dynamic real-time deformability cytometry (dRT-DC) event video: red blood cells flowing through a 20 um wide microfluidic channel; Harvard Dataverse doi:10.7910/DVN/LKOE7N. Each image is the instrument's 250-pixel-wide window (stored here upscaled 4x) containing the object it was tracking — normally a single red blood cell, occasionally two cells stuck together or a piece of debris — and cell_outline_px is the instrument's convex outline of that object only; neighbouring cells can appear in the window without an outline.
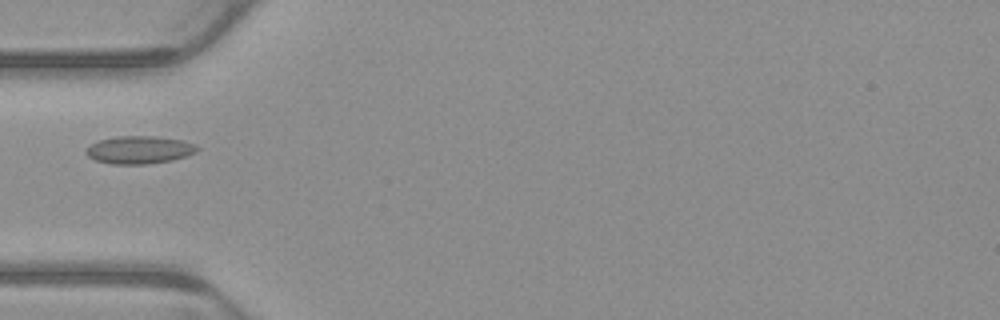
{"species": "common noctule bat (a hibernating species)", "species_latin": "Nyctalus noctula", "temperature_condition": "warm", "stored_images_in_passage": 5, "camera_frame_rate_fps": 3000, "um_per_image_px": 0.085, "animal": {"sex": "male", "body_mass_g": 23.1, "forearm_length_mm": 52.7}, "frame": {"image": 1, "passage_image": 4, "time_ms": 1.0, "image_size_px": [1000, 320], "cell_outline_px": [[200, 148], [196, 152], [172, 160], [148, 164], [112, 164], [96, 160], [88, 156], [84, 152], [92, 144], [100, 140], [116, 136], [156, 136], [184, 140], [196, 144]], "centroid_in_image_um": [11.88, 12.73], "position_along_channel_um": 73.1, "area_um2": 17.98}}
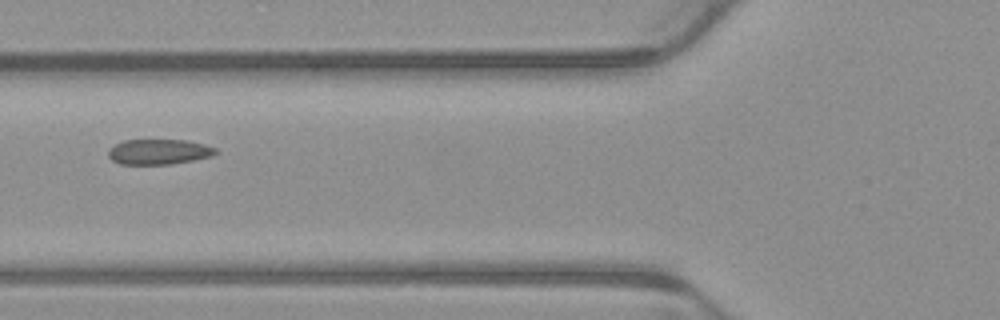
{"frame": {"image": 2, "passage_image": 5, "time_ms": 1.333, "image_size_px": [1000, 320], "cell_outline_px": [[220, 152], [212, 156], [172, 164], [120, 164], [112, 160], [108, 156], [108, 148], [124, 140], [188, 140], [204, 144], [216, 148]], "centroid_in_image_um": [13.51, 12.9], "position_along_channel_um": 112.3, "area_um2": 15.9}}